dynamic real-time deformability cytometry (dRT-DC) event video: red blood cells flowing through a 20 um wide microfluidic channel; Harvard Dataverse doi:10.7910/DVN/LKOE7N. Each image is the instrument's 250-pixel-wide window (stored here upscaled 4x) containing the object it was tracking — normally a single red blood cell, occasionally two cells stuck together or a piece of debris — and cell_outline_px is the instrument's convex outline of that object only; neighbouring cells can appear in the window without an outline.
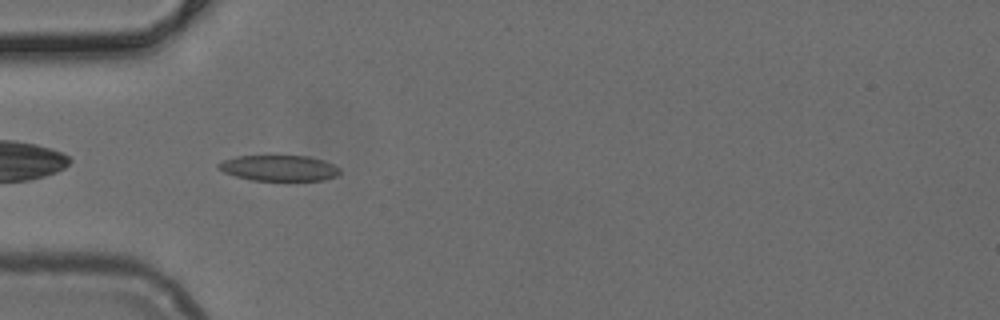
{"species": "common noctule bat (a hibernating species)", "species_latin": "Nyctalus noctula", "temperature_condition": "cold", "stored_images_in_passage": 37, "camera_frame_rate_fps": 3000, "um_per_image_px": 0.085, "animal": {"sex": "female", "body_mass_g": 24.6, "forearm_length_mm": 56.2}, "frame": {"image": 1, "passage_image": 2, "time_ms": 0.333, "image_size_px": [1000, 320], "cell_outline_px": [[340, 172], [336, 176], [324, 180], [252, 180], [236, 176], [224, 172], [216, 168], [216, 164], [224, 160], [236, 156], [308, 156], [324, 160], [340, 168]], "centroid_in_image_um": [23.71, 14.28], "position_along_channel_um": 61.3, "area_um2": 18.15}}
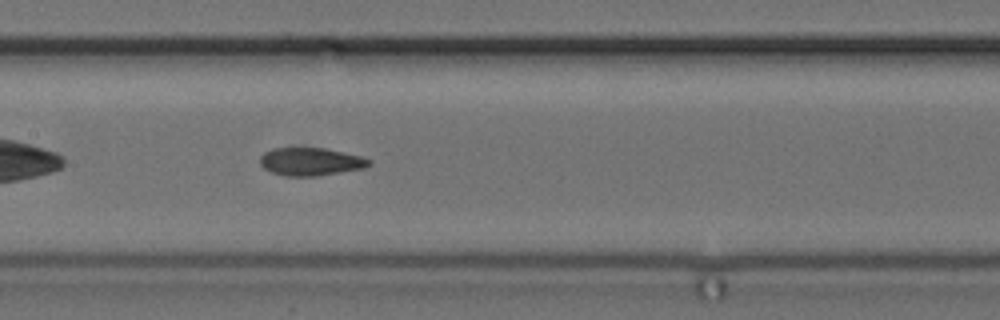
{"frame": {"image": 2, "passage_image": 11, "time_ms": 3.333, "image_size_px": [1000, 320], "cell_outline_px": [[372, 164], [364, 168], [316, 176], [288, 176], [272, 172], [264, 168], [260, 164], [260, 156], [264, 152], [272, 148], [324, 148], [344, 152], [360, 156], [372, 160]], "centroid_in_image_um": [26.41, 13.73], "position_along_channel_um": 181.0, "area_um2": 17.69}}
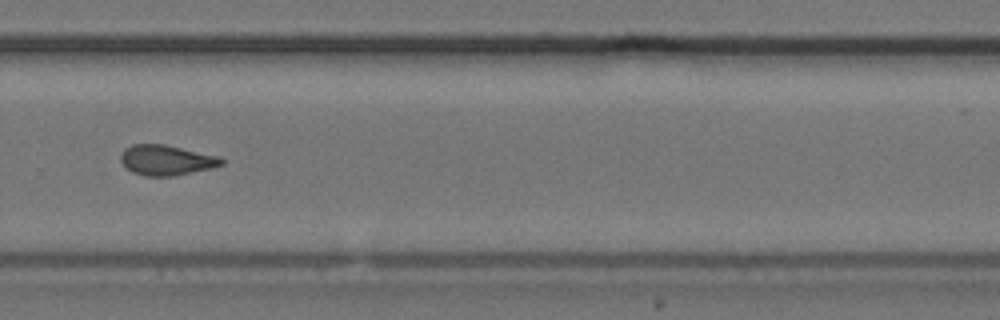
{"frame": {"image": 3, "passage_image": 21, "time_ms": 6.667, "image_size_px": [1000, 320], "cell_outline_px": [[224, 164], [212, 168], [172, 176], [144, 176], [132, 172], [120, 160], [120, 156], [124, 148], [132, 144], [164, 144], [220, 156], [224, 160]], "centroid_in_image_um": [14.15, 13.6], "position_along_channel_um": 315.7, "area_um2": 17.8}}